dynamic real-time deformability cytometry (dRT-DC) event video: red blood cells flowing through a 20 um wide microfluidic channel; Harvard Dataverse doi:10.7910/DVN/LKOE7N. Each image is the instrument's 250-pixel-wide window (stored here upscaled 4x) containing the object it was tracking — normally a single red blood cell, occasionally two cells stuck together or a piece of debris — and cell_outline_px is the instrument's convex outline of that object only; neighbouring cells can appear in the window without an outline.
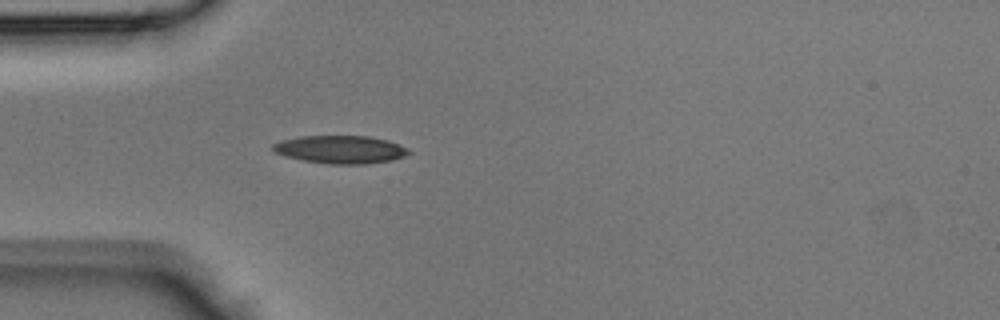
{"species": "Egyptian fruit bat (a non-hibernating species)", "species_latin": "Rousettus aegyptiacus", "temperature_condition": "room temperature", "stored_images_in_passage": 32, "camera_frame_rate_fps": 3000, "um_per_image_px": 0.085, "animal": {"sex": "male"}, "frame": {"image": 1, "passage_image": 1, "time_ms": 0.0, "image_size_px": [1000, 320], "cell_outline_px": [[412, 152], [404, 156], [392, 160], [364, 164], [328, 164], [304, 160], [284, 156], [276, 152], [272, 148], [272, 144], [280, 140], [300, 136], [368, 136], [388, 140], [400, 144], [408, 148]], "centroid_in_image_um": [28.95, 12.7], "position_along_channel_um": 56.0, "area_um2": 22.2}}
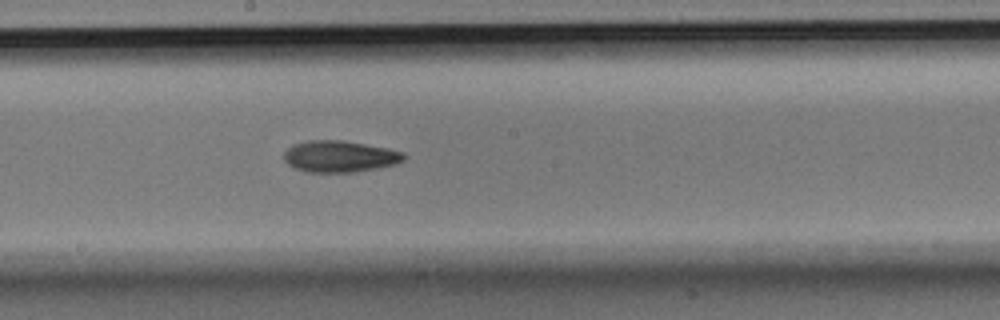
{"frame": {"image": 2, "passage_image": 12, "time_ms": 3.667, "image_size_px": [1000, 320], "cell_outline_px": [[408, 156], [404, 160], [396, 164], [356, 172], [308, 172], [292, 168], [284, 160], [284, 152], [292, 144], [304, 140], [340, 140], [388, 148], [404, 152]], "centroid_in_image_um": [28.86, 13.29], "position_along_channel_um": 219.3, "area_um2": 22.25}}
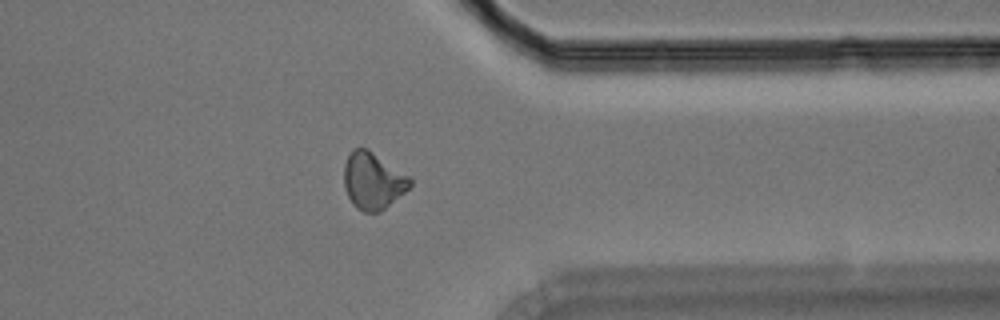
{"frame": {"image": 3, "passage_image": 23, "time_ms": 7.333, "image_size_px": [1000, 320], "cell_outline_px": [[412, 184], [404, 192], [380, 212], [364, 212], [356, 208], [352, 204], [344, 188], [344, 164], [352, 148], [368, 148], [412, 176]], "centroid_in_image_um": [31.71, 15.34], "position_along_channel_um": 379.7, "area_um2": 22.2}}